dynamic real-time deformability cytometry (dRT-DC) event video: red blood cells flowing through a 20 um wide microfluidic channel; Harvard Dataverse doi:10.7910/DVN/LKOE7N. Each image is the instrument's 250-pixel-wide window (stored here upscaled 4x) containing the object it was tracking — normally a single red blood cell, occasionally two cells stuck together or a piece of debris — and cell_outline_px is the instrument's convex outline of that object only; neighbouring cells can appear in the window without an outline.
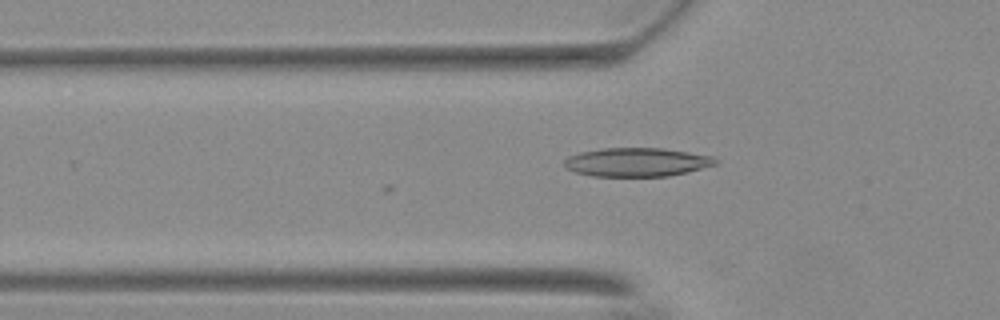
{"species": "Egyptian fruit bat (a non-hibernating species)", "species_latin": "Rousettus aegyptiacus", "temperature_condition": "warm", "stored_images_in_passage": 3, "camera_frame_rate_fps": 3000, "um_per_image_px": 0.085, "animal": {"sex": "female"}, "frame": {"image": 1, "passage_image": 3, "time_ms": 0.667, "image_size_px": [1000, 320], "cell_outline_px": [[720, 160], [716, 164], [688, 172], [668, 176], [592, 176], [576, 172], [564, 168], [564, 160], [568, 156], [580, 152], [600, 148], [664, 148], [712, 156]], "centroid_in_image_um": [54.12, 13.78], "position_along_channel_um": 71.7, "area_um2": 25.43}}